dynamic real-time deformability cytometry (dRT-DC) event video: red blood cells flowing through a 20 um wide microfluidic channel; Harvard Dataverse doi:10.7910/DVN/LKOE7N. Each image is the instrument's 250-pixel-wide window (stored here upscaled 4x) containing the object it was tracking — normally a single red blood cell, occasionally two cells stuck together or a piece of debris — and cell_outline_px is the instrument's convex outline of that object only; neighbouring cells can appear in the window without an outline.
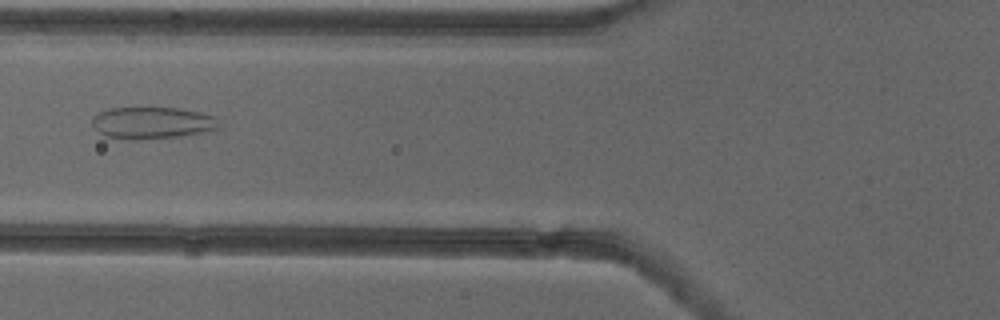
{"species": "common noctule bat (a hibernating species)", "species_latin": "Nyctalus noctula", "temperature_condition": "cold", "stored_images_in_passage": 53, "camera_frame_rate_fps": 3000, "um_per_image_px": 0.085, "animal": {"sex": "female"}, "frame": {"image": 1, "passage_image": 21, "time_ms": 6.667, "image_size_px": [1000, 320], "cell_outline_px": [[220, 128], [180, 136], [104, 136], [92, 124], [92, 116], [108, 108], [176, 108], [216, 116]], "centroid_in_image_um": [12.96, 10.38], "position_along_channel_um": 112.8, "area_um2": 22.2}}
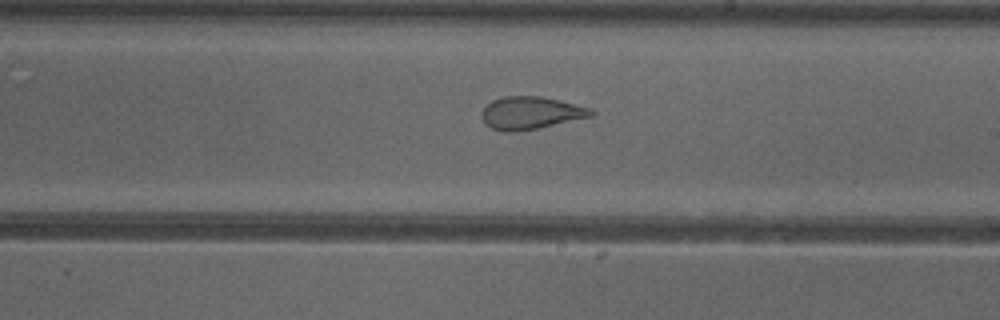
{"frame": {"image": 2, "passage_image": 31, "time_ms": 10.0, "image_size_px": [1000, 320], "cell_outline_px": [[596, 112], [592, 116], [536, 128], [512, 132], [504, 132], [492, 128], [480, 116], [484, 108], [492, 100], [504, 96], [540, 96], [560, 100], [592, 108]], "centroid_in_image_um": [45.13, 9.58], "position_along_channel_um": 243.9, "area_um2": 20.58}}
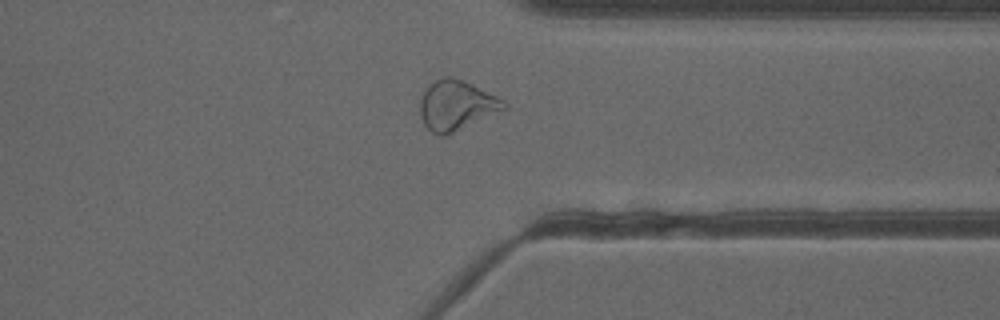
{"frame": {"image": 3, "passage_image": 41, "time_ms": 13.333, "image_size_px": [1000, 320], "cell_outline_px": [[508, 108], [444, 136], [440, 136], [432, 132], [424, 124], [420, 116], [420, 96], [428, 84], [444, 76], [452, 76], [464, 80], [504, 100], [508, 104]], "centroid_in_image_um": [38.77, 8.93], "position_along_channel_um": 372.6, "area_um2": 24.39}, "authors_computed_cell_mechanics": {"area_um2": 26.8192, "velocity_mm_per_s": 3.9177, "shape_relaxation_time_tau1_ms": null, "shape_relaxation_time_tau2_ms": 1.0316, "deformation_change_tau1": null, "deformation_change_tau2": 0.0944}}